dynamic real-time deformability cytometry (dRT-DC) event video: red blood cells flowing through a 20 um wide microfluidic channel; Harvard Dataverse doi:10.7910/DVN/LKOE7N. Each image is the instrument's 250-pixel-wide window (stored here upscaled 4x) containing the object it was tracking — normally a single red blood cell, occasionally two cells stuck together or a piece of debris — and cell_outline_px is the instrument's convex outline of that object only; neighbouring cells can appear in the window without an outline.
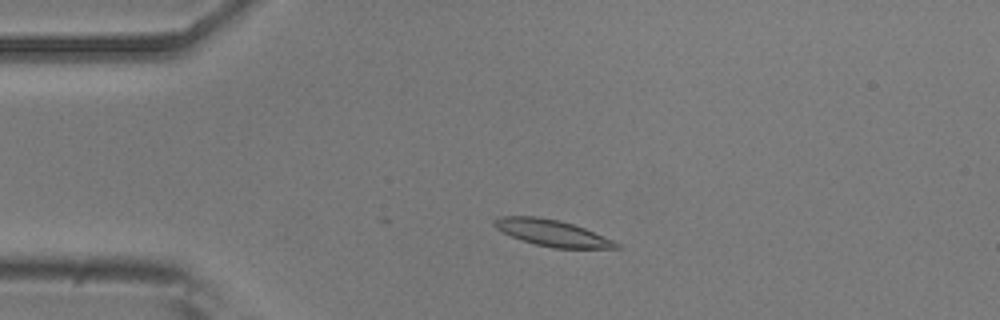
{"species": "common noctule bat (a hibernating species)", "species_latin": "Nyctalus noctula", "temperature_condition": "room temperature", "stored_images_in_passage": 8, "camera_frame_rate_fps": 3000, "um_per_image_px": 0.085, "animal": {"sex": "male", "body_mass_g": 20.5, "forearm_length_mm": 52.5}, "frame": {"image": 1, "passage_image": 8, "time_ms": 2.333, "image_size_px": [1000, 320], "cell_outline_px": [[620, 248], [552, 248], [536, 244], [512, 236], [496, 228], [492, 224], [492, 220], [500, 216], [536, 216], [560, 220], [584, 228], [612, 240], [620, 244]], "centroid_in_image_um": [46.9, 19.79], "position_along_channel_um": 38.1, "area_um2": 18.5}}